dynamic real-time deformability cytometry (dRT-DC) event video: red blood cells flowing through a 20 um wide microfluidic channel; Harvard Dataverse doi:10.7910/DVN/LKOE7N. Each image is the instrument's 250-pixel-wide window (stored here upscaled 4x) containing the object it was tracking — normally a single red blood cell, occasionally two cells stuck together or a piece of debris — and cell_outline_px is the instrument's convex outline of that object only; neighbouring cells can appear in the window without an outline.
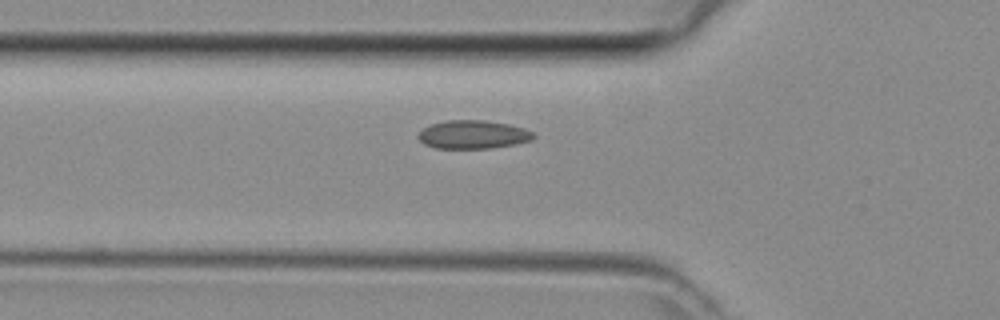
{"species": "common noctule bat (a hibernating species)", "species_latin": "Nyctalus noctula", "temperature_condition": "room temperature", "stored_images_in_passage": 35, "camera_frame_rate_fps": 3000, "um_per_image_px": 0.085, "animal": {"sex": "female", "body_mass_g": 29.2, "forearm_length_mm": 56.3}, "frame": {"image": 1, "passage_image": 7, "time_ms": 2.0, "image_size_px": [1000, 320], "cell_outline_px": [[536, 136], [532, 140], [492, 148], [436, 148], [424, 144], [416, 136], [424, 128], [432, 124], [448, 120], [484, 120], [508, 124], [524, 128], [532, 132]], "centroid_in_image_um": [40.2, 11.43], "position_along_channel_um": 85.6, "area_um2": 18.9}}
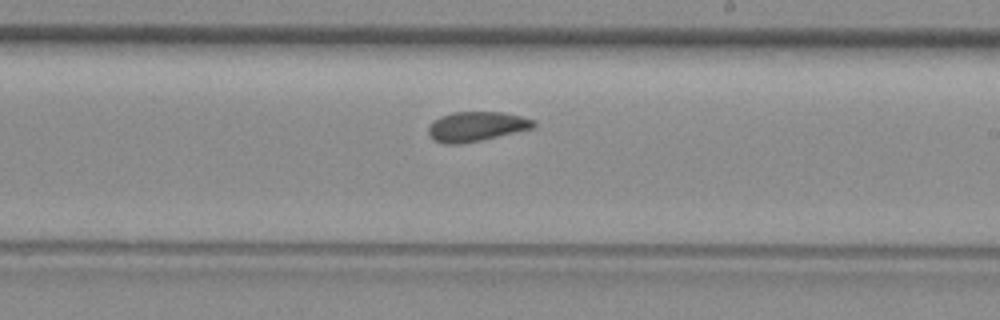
{"frame": {"image": 2, "passage_image": 18, "time_ms": 5.667, "image_size_px": [1000, 320], "cell_outline_px": [[536, 124], [532, 128], [480, 140], [460, 144], [444, 144], [436, 140], [428, 132], [428, 128], [440, 116], [452, 112], [504, 112], [520, 116], [532, 120]], "centroid_in_image_um": [40.48, 10.74], "position_along_channel_um": 248.5, "area_um2": 17.74}}
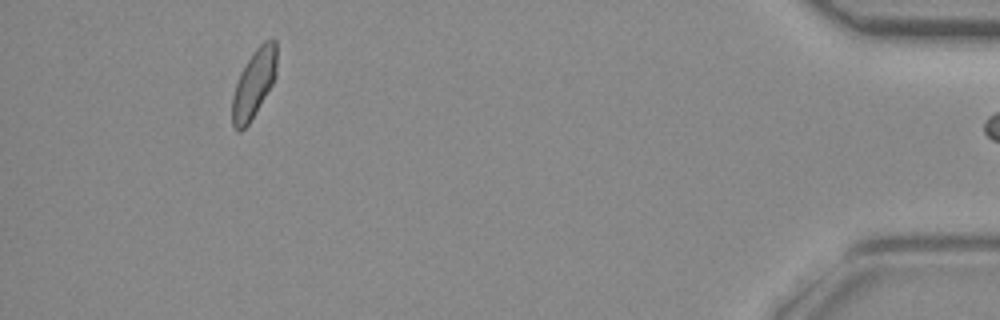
{"frame": {"image": 3, "passage_image": 34, "time_ms": 11.0, "image_size_px": [1000, 320], "cell_outline_px": [[276, 76], [272, 84], [248, 124], [240, 132], [236, 132], [232, 124], [232, 96], [236, 84], [248, 60], [256, 48], [264, 40], [272, 36], [276, 40]], "centroid_in_image_um": [21.59, 7.09], "position_along_channel_um": 413.6, "area_um2": 17.46}}